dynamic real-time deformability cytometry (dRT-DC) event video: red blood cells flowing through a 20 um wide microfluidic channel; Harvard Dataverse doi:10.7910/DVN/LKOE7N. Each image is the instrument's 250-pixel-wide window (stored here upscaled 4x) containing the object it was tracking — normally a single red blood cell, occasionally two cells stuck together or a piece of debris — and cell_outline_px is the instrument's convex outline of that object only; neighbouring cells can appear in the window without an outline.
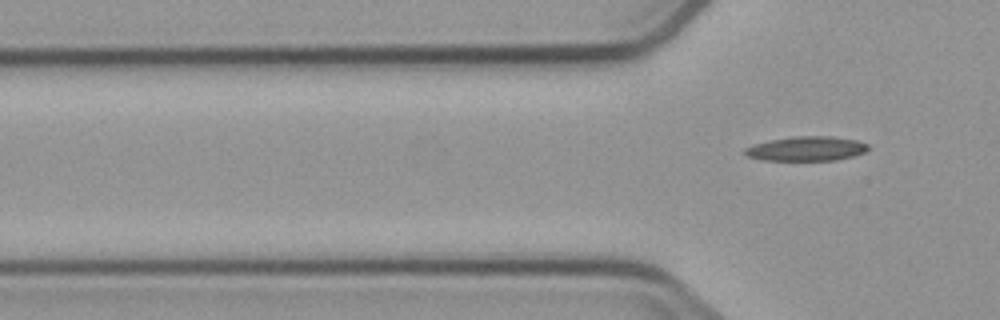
{"species": "common noctule bat (a hibernating species)", "species_latin": "Nyctalus noctula", "temperature_condition": "cold", "stored_images_in_passage": 5, "segment_of_instrument_passage": [2, 2], "camera_frame_rate_fps": 3000, "um_per_image_px": 0.085, "animal": {"sex": "male", "body_mass_g": 23.1, "forearm_length_mm": 52.7}, "frame": {"image": 1, "passage_image": 5, "time_ms": 4.667, "image_size_px": [1000, 320], "cell_outline_px": [[868, 148], [864, 152], [852, 156], [836, 160], [764, 160], [748, 156], [744, 152], [744, 148], [756, 144], [772, 140], [796, 136], [832, 136], [856, 140], [868, 144]], "centroid_in_image_um": [68.57, 12.63], "position_along_channel_um": 57.2, "area_um2": 17.28}}